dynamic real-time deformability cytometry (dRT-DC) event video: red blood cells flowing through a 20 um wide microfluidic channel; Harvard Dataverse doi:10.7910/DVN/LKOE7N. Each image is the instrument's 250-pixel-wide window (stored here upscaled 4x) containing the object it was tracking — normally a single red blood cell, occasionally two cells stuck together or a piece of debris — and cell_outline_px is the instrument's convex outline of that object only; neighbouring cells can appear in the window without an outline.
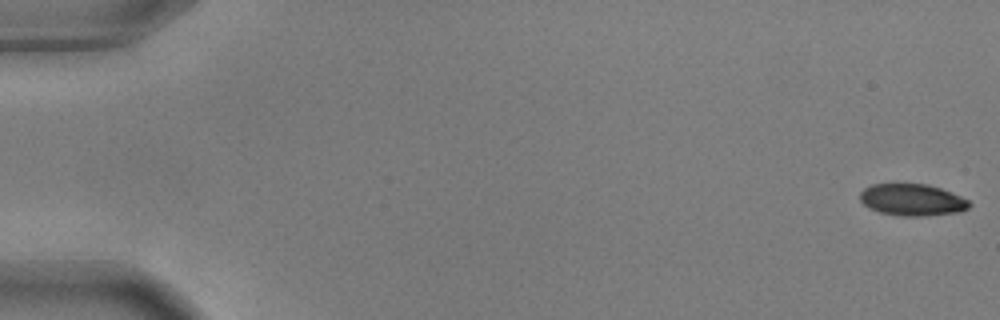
{"species": "common noctule bat (a hibernating species)", "species_latin": "Nyctalus noctula", "temperature_condition": "warm", "stored_images_in_passage": 56, "camera_frame_rate_fps": 3000, "um_per_image_px": 0.085, "animal": {"sex": "male", "body_mass_g": 17.9, "forearm_length_mm": 54.2}, "frame": {"image": 1, "passage_image": 1, "time_ms": 0.0, "image_size_px": [1000, 320], "cell_outline_px": [[972, 204], [968, 208], [960, 212], [928, 216], [900, 216], [880, 212], [868, 208], [860, 200], [860, 192], [864, 188], [872, 184], [928, 184], [952, 192], [968, 200]], "centroid_in_image_um": [77.55, 16.99], "position_along_channel_um": 7.5, "area_um2": 20.4}}
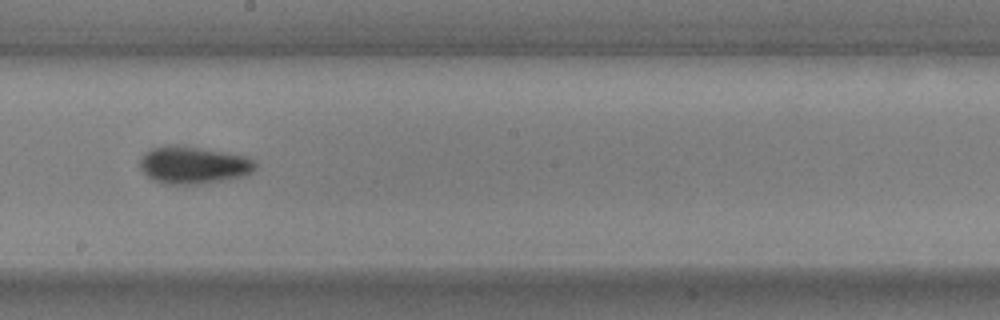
{"frame": {"image": 2, "passage_image": 32, "time_ms": 10.333, "image_size_px": [1000, 320], "cell_outline_px": [[256, 168], [252, 172], [244, 176], [224, 180], [200, 184], [164, 184], [152, 180], [140, 168], [140, 156], [144, 152], [152, 148], [168, 144], [180, 144], [244, 156], [256, 160]], "centroid_in_image_um": [16.41, 14.02], "position_along_channel_um": 231.8, "area_um2": 25.43}}
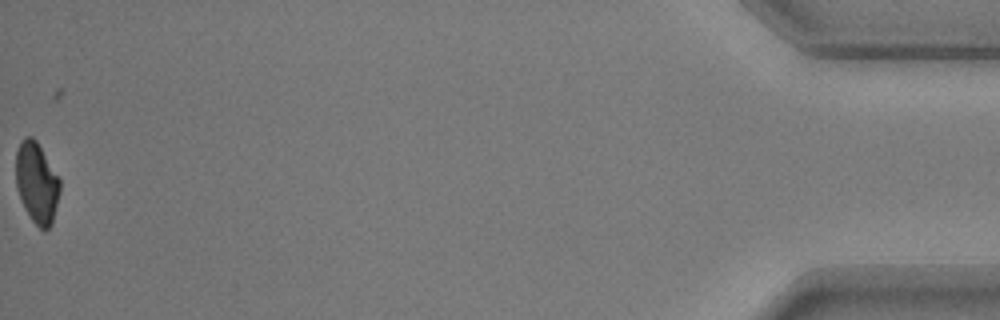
{"frame": {"image": 3, "passage_image": 56, "time_ms": 18.333, "image_size_px": [1000, 320], "cell_outline_px": [[60, 192], [52, 224], [44, 232], [32, 220], [24, 208], [20, 200], [16, 188], [16, 152], [20, 140], [24, 136], [32, 136], [36, 140], [60, 180]], "centroid_in_image_um": [3.11, 15.54], "position_along_channel_um": 432.1, "area_um2": 20.87}, "authors_computed_cell_mechanics": {"area_um2": 22.4553, "velocity_mm_per_s": 3.6612, "shape_relaxation_time_tau1_ms": 2.8259, "shape_relaxation_time_tau2_ms": 3.5336, "deformation_change_tau1": 0.1136, "deformation_change_tau2": 0.0702}}